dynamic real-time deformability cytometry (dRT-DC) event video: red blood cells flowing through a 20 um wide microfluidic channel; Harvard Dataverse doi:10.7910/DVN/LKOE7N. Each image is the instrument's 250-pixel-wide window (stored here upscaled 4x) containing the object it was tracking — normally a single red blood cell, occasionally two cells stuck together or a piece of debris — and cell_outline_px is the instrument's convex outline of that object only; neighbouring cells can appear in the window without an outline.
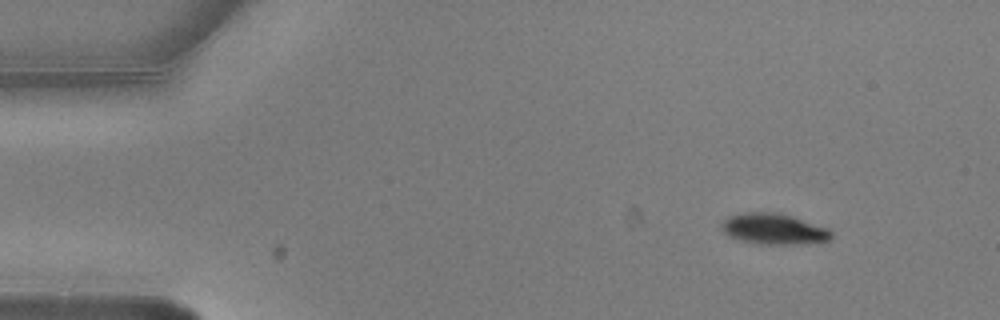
{"species": "common noctule bat (a hibernating species)", "species_latin": "Nyctalus noctula", "temperature_condition": "warm", "stored_images_in_passage": 3, "camera_frame_rate_fps": 3000, "um_per_image_px": 0.085, "animal": {"sex": "male", "body_mass_g": 20.5, "forearm_length_mm": 52.5}, "frame": {"image": 1, "passage_image": 1, "time_ms": 0.0, "image_size_px": [1000, 320], "cell_outline_px": [[832, 240], [796, 244], [760, 244], [740, 240], [728, 236], [720, 228], [720, 224], [728, 216], [744, 212], [780, 212], [828, 228], [832, 232]], "centroid_in_image_um": [65.75, 19.45], "position_along_channel_um": 19.3, "area_um2": 19.88}}
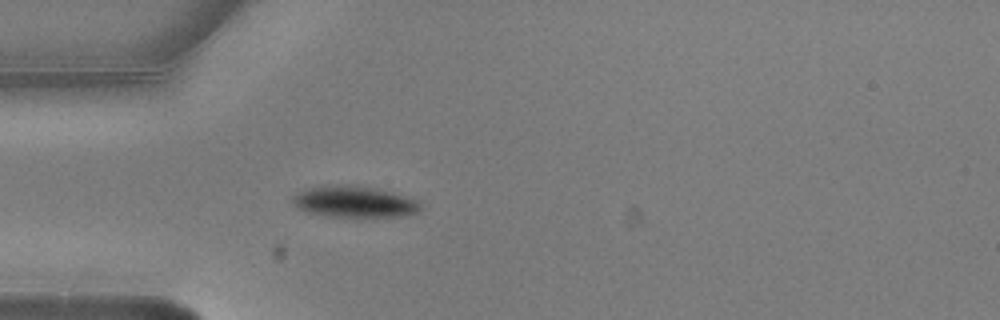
{"frame": {"image": 2, "passage_image": 3, "time_ms": 0.667, "image_size_px": [1000, 320], "cell_outline_px": [[420, 208], [416, 212], [404, 216], [360, 220], [328, 216], [308, 212], [296, 208], [292, 204], [292, 196], [308, 188], [336, 184], [356, 184], [392, 192], [416, 200], [420, 204]], "centroid_in_image_um": [30.1, 17.19], "position_along_channel_um": 54.9, "area_um2": 24.28}}